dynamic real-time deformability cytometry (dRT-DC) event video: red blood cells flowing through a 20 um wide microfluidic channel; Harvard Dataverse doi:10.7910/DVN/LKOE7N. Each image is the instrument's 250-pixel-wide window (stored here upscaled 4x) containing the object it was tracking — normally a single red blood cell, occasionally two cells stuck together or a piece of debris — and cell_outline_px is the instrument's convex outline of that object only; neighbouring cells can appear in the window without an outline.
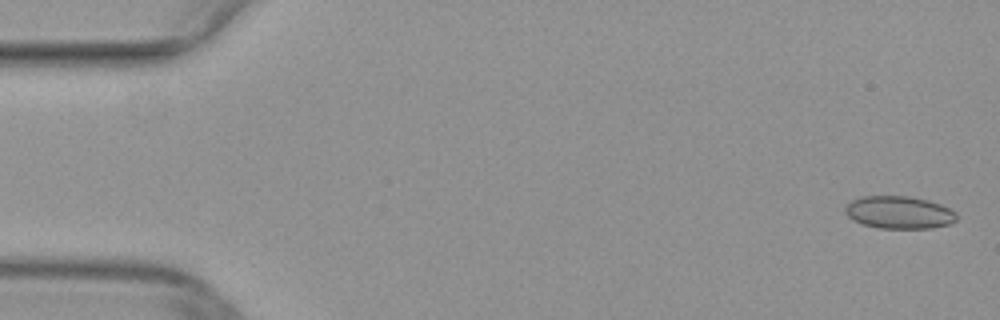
{"species": "common noctule bat (a hibernating species)", "species_latin": "Nyctalus noctula", "temperature_condition": "warm", "stored_images_in_passage": 52, "segment_of_instrument_passage": [1, 2], "camera_frame_rate_fps": 3000, "um_per_image_px": 0.085, "animal": {"sex": "female", "body_mass_g": 29.2, "forearm_length_mm": 56.3}, "frame": {"image": 1, "passage_image": 2, "time_ms": 0.333, "image_size_px": [1000, 320], "cell_outline_px": [[956, 220], [948, 224], [928, 228], [880, 228], [864, 224], [852, 220], [844, 212], [844, 208], [852, 200], [860, 196], [912, 196], [928, 200], [940, 204], [956, 212]], "centroid_in_image_um": [76.4, 18.04], "position_along_channel_um": 8.6, "area_um2": 21.1}}
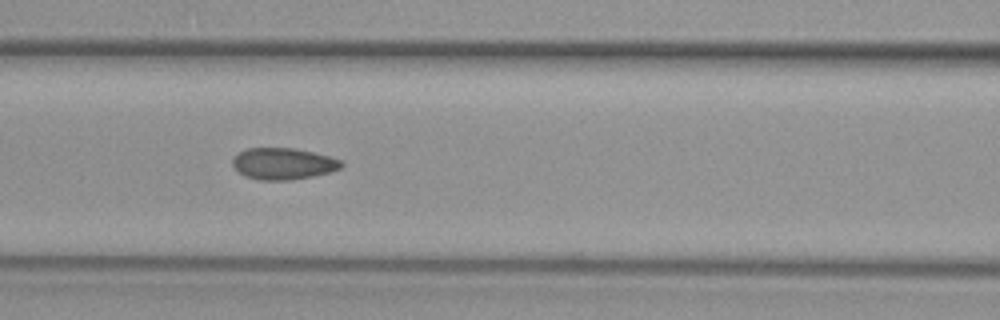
{"frame": {"image": 2, "passage_image": 22, "time_ms": 7.0, "image_size_px": [1000, 320], "cell_outline_px": [[344, 164], [340, 168], [332, 172], [312, 176], [288, 180], [260, 180], [244, 176], [232, 164], [232, 160], [240, 152], [248, 148], [296, 148], [344, 160]], "centroid_in_image_um": [24.11, 13.91], "position_along_channel_um": 142.5, "area_um2": 19.94}}
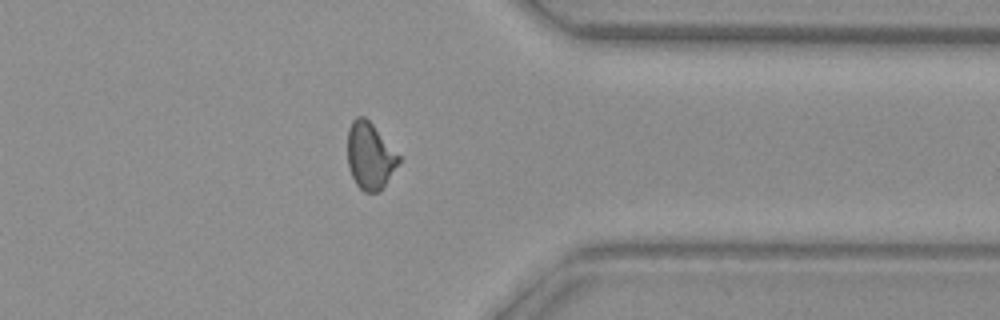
{"frame": {"image": 3, "passage_image": 40, "time_ms": 13.0, "image_size_px": [1000, 320], "cell_outline_px": [[400, 160], [380, 192], [364, 192], [356, 184], [348, 168], [348, 128], [352, 120], [356, 116], [364, 116], [372, 124], [400, 156]], "centroid_in_image_um": [31.42, 13.25], "position_along_channel_um": 380.0, "area_um2": 19.71}}